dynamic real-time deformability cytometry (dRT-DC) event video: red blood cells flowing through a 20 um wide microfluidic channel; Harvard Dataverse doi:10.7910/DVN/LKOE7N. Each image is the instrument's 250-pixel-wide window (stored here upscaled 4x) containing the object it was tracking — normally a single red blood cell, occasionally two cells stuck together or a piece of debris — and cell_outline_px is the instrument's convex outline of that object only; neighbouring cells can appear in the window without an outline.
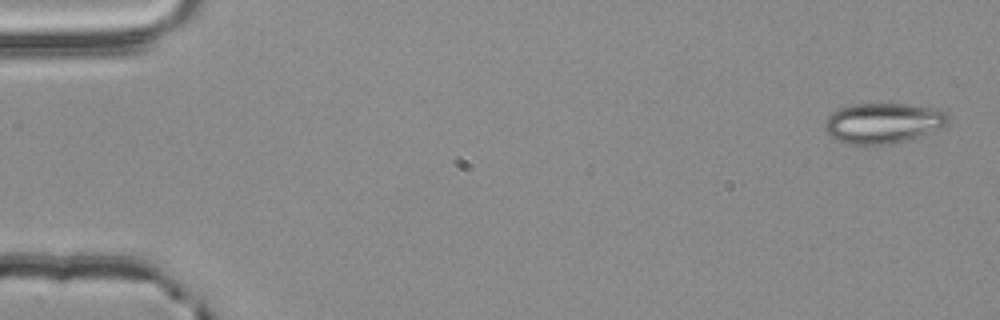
{"species": "common noctule bat (a hibernating species)", "species_latin": "Nyctalus noctula", "temperature_condition": "room temperature", "stored_images_in_passage": 4, "camera_frame_rate_fps": 3000, "um_per_image_px": 0.085, "animal": {"sex": "male", "body_mass_g": 20.4}, "frame": {"image": 1, "passage_image": 1, "time_ms": 0.0, "image_size_px": [1000, 320], "cell_outline_px": [[948, 124], [940, 128], [892, 144], [848, 144], [836, 140], [824, 128], [824, 120], [832, 112], [840, 108], [852, 104], [908, 104], [948, 112]], "centroid_in_image_um": [75.01, 10.45], "position_along_channel_um": 10.0, "area_um2": 28.61}}
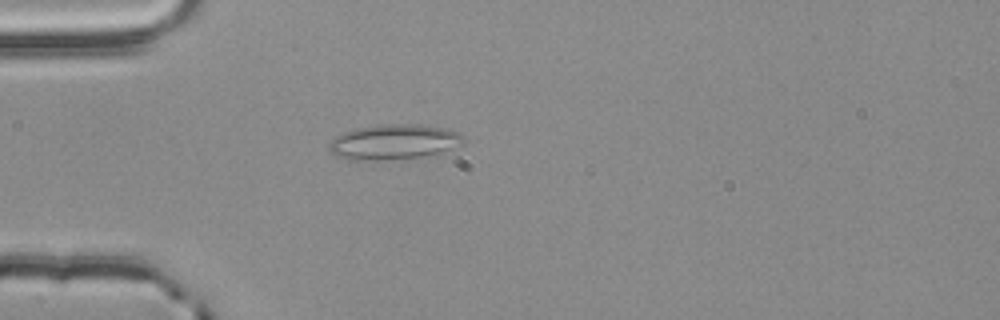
{"frame": {"image": 2, "passage_image": 4, "time_ms": 1.0, "image_size_px": [1000, 320], "cell_outline_px": [[464, 144], [436, 156], [380, 160], [348, 160], [336, 156], [328, 148], [328, 144], [336, 136], [344, 132], [356, 128], [380, 124], [420, 124], [444, 128], [460, 132], [464, 136]], "centroid_in_image_um": [33.55, 12.08], "position_along_channel_um": 51.5, "area_um2": 28.21}}